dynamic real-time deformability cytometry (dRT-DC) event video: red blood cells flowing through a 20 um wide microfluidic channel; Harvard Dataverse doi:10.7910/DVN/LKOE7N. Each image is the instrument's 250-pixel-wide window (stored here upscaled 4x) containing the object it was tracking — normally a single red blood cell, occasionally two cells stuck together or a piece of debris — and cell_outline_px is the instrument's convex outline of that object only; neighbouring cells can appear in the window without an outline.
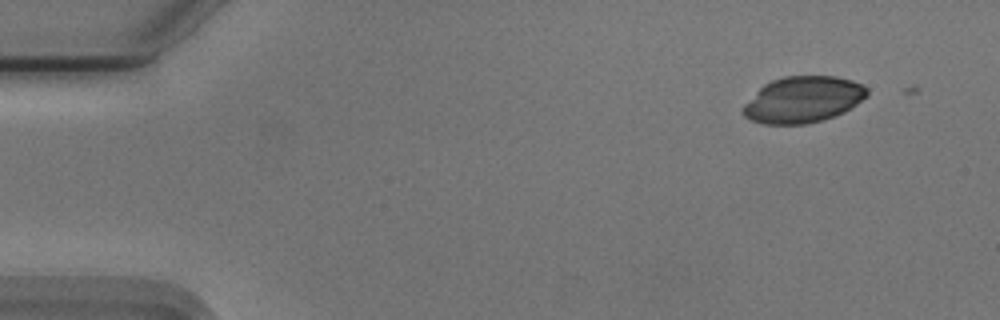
{"species": "Egyptian fruit bat (a non-hibernating species)", "species_latin": "Rousettus aegyptiacus", "temperature_condition": "cold", "stored_images_in_passage": 2, "camera_frame_rate_fps": 3000, "um_per_image_px": 0.085, "animal": {"sex": "male"}, "frame": {"image": 1, "passage_image": 1, "time_ms": 0.0, "image_size_px": [1000, 320], "cell_outline_px": [[868, 96], [844, 112], [824, 120], [804, 124], [764, 124], [752, 120], [744, 116], [740, 112], [740, 108], [764, 84], [772, 80], [784, 76], [836, 76], [852, 80], [868, 88]], "centroid_in_image_um": [68.25, 8.47], "position_along_channel_um": 16.8, "area_um2": 33.52}}